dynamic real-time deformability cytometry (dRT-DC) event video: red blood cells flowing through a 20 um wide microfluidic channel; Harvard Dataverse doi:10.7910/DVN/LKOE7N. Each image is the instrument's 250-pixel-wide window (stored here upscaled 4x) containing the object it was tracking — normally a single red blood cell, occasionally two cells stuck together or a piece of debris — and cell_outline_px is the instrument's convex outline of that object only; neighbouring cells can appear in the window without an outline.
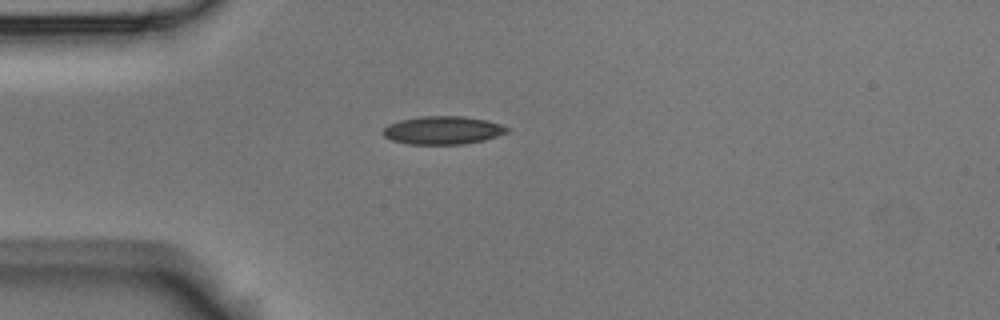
{"species": "Egyptian fruit bat (a non-hibernating species)", "species_latin": "Rousettus aegyptiacus", "temperature_condition": "room temperature", "stored_images_in_passage": 4, "camera_frame_rate_fps": 3000, "um_per_image_px": 0.085, "animal": {"sex": "male"}, "frame": {"image": 1, "passage_image": 1, "time_ms": 0.0, "image_size_px": [1000, 320], "cell_outline_px": [[508, 132], [484, 140], [464, 144], [408, 144], [392, 140], [384, 136], [380, 132], [388, 124], [400, 120], [420, 116], [464, 116], [484, 120], [500, 124], [508, 128]], "centroid_in_image_um": [37.59, 11.07], "position_along_channel_um": 47.4, "area_um2": 20.29}}
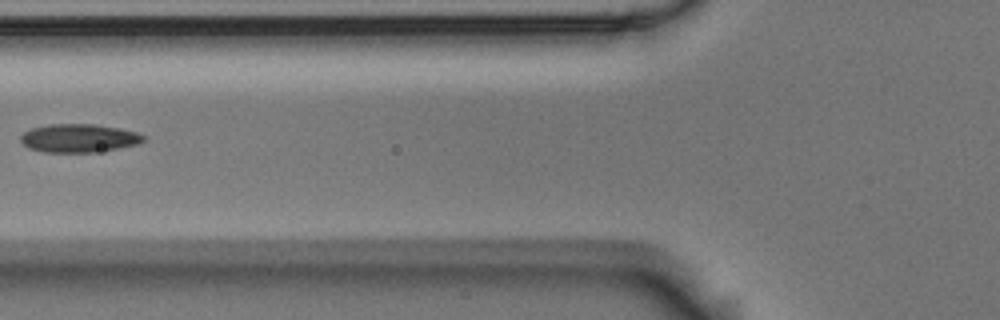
{"frame": {"image": 2, "passage_image": 3, "time_ms": 0.667, "image_size_px": [1000, 320], "cell_outline_px": [[148, 136], [144, 140], [136, 144], [96, 152], [44, 152], [28, 148], [20, 140], [20, 136], [24, 132], [32, 128], [48, 124], [96, 124], [120, 128], [136, 132]], "centroid_in_image_um": [6.7, 11.73], "position_along_channel_um": 119.1, "area_um2": 20.29}}
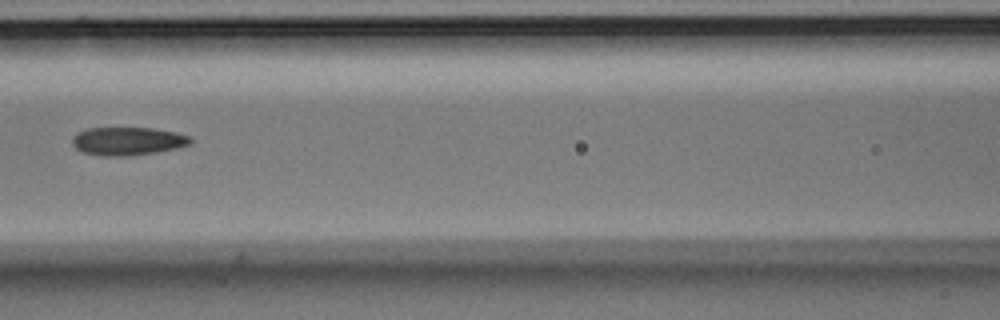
{"frame": {"image": 3, "passage_image": 4, "time_ms": 1.0, "image_size_px": [1000, 320], "cell_outline_px": [[192, 140], [188, 144], [176, 148], [156, 152], [132, 156], [104, 156], [80, 152], [72, 144], [72, 136], [76, 132], [88, 128], [152, 128], [176, 132], [192, 136]], "centroid_in_image_um": [10.82, 12.0], "position_along_channel_um": 155.8, "area_um2": 19.59}}